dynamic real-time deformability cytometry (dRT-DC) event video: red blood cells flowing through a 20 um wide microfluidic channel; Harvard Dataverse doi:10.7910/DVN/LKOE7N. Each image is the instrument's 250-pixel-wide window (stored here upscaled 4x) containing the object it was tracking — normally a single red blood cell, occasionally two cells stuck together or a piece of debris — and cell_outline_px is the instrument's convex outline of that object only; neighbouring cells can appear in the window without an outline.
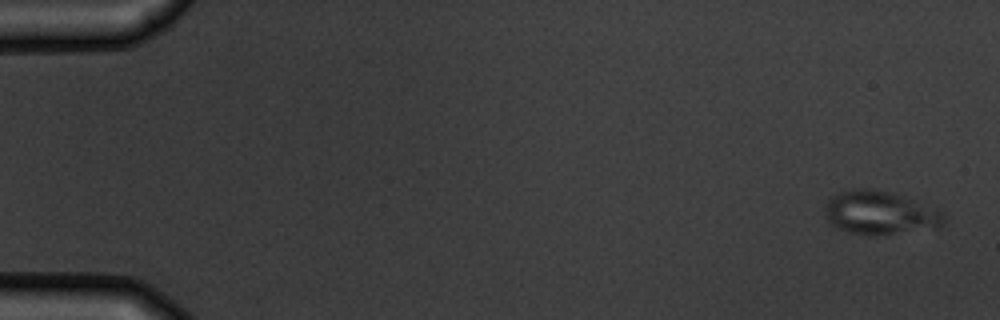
{"species": "common noctule bat (a hibernating species)", "species_latin": "Nyctalus noctula", "temperature_condition": "warm", "stored_images_in_passage": 5, "camera_frame_rate_fps": 3000, "um_per_image_px": 0.085, "animal": {"sex": "male", "body_mass_g": 19.5, "forearm_length_mm": 54.6}, "frame": {"image": 1, "passage_image": 1, "time_ms": 0.0, "image_size_px": [1000, 320], "cell_outline_px": [[948, 216], [944, 224], [940, 228], [880, 236], [872, 236], [848, 232], [836, 228], [828, 220], [824, 208], [828, 200], [832, 196], [840, 192], [852, 188], [876, 188], [892, 192], [916, 200], [936, 208], [944, 212]], "centroid_in_image_um": [74.87, 18.1], "position_along_channel_um": 10.1, "area_um2": 31.1}}